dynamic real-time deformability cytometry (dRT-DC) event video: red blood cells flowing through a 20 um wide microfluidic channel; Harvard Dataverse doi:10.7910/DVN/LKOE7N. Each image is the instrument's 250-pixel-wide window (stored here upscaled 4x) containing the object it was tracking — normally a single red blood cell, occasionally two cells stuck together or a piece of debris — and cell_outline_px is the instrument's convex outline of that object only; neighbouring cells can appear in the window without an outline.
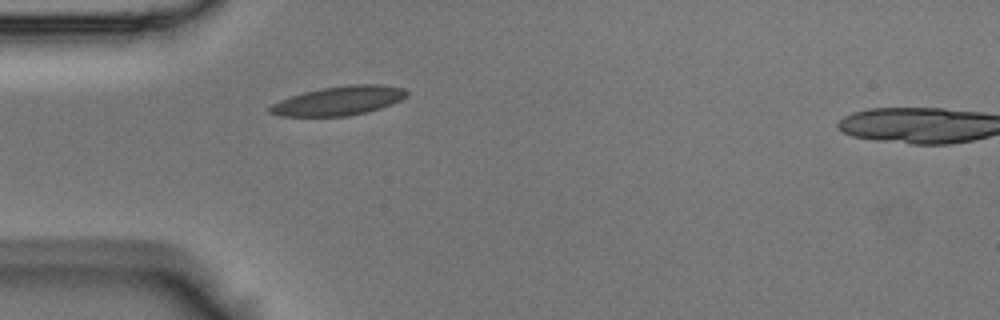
{"species": "Egyptian fruit bat (a non-hibernating species)", "species_latin": "Rousettus aegyptiacus", "temperature_condition": "room temperature", "stored_images_in_passage": 40, "camera_frame_rate_fps": 3000, "um_per_image_px": 0.085, "animal": {"sex": "male"}, "frame": {"image": 1, "passage_image": 1, "time_ms": 0.0, "image_size_px": [1000, 320], "cell_outline_px": [[408, 96], [392, 104], [368, 112], [348, 116], [280, 116], [268, 112], [268, 108], [272, 104], [280, 100], [304, 92], [320, 88], [348, 84], [380, 84], [404, 88], [408, 92]], "centroid_in_image_um": [28.82, 8.56], "position_along_channel_um": 56.2, "area_um2": 23.29}}
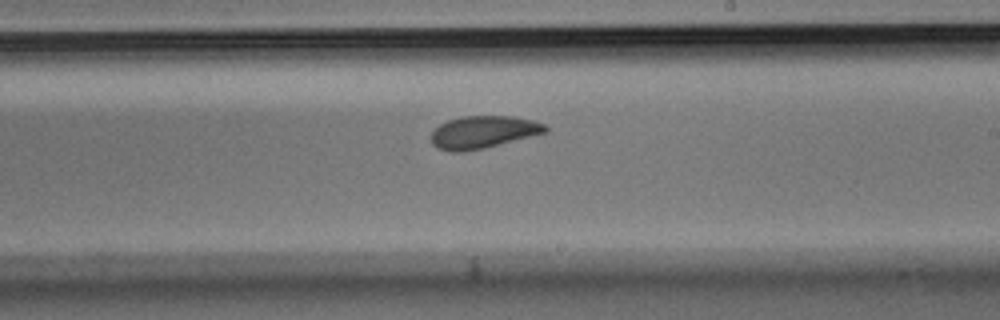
{"frame": {"image": 2, "passage_image": 17, "time_ms": 5.333, "image_size_px": [1000, 320], "cell_outline_px": [[548, 132], [480, 148], [460, 152], [452, 152], [440, 148], [432, 144], [432, 132], [440, 124], [448, 120], [460, 116], [512, 116], [532, 120], [544, 124], [548, 128]], "centroid_in_image_um": [41.06, 11.21], "position_along_channel_um": 247.9, "area_um2": 21.15}}
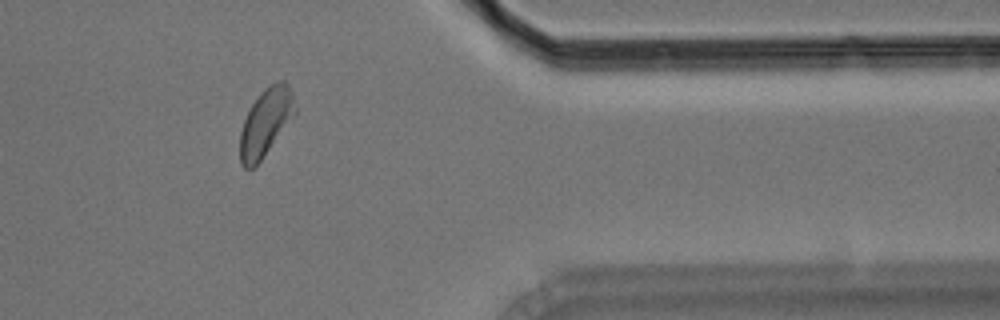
{"frame": {"image": 3, "passage_image": 30, "time_ms": 9.667, "image_size_px": [1000, 320], "cell_outline_px": [[296, 112], [260, 160], [252, 168], [244, 168], [240, 164], [240, 132], [244, 120], [252, 104], [260, 92], [268, 84], [276, 80], [284, 80], [288, 84], [292, 92], [296, 108]], "centroid_in_image_um": [22.58, 10.34], "position_along_channel_um": 388.8, "area_um2": 21.33}}